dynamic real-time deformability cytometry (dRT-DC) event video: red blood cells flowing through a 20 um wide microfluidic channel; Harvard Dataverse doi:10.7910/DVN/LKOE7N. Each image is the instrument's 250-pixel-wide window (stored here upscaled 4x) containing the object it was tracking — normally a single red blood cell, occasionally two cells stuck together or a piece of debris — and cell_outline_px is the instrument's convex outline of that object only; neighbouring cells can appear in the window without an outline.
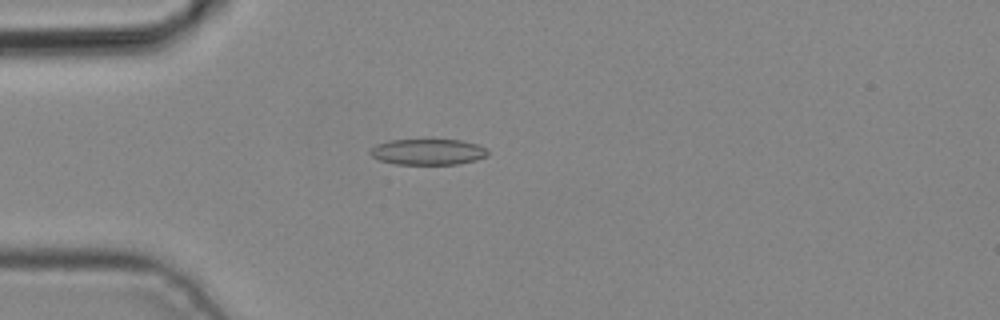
{"species": "common noctule bat (a hibernating species)", "species_latin": "Nyctalus noctula", "temperature_condition": "cold", "stored_images_in_passage": 4, "camera_frame_rate_fps": 3000, "um_per_image_px": 0.085, "animal": {"sex": "male", "body_mass_g": 19.2, "forearm_length_mm": 51.8}, "frame": {"image": 1, "passage_image": 4, "time_ms": 1.0, "image_size_px": [1000, 320], "cell_outline_px": [[488, 152], [484, 156], [476, 160], [456, 164], [396, 164], [380, 160], [372, 156], [368, 152], [376, 144], [392, 140], [460, 140], [476, 144], [488, 148]], "centroid_in_image_um": [36.36, 12.91], "position_along_channel_um": 48.6, "area_um2": 17.57}}